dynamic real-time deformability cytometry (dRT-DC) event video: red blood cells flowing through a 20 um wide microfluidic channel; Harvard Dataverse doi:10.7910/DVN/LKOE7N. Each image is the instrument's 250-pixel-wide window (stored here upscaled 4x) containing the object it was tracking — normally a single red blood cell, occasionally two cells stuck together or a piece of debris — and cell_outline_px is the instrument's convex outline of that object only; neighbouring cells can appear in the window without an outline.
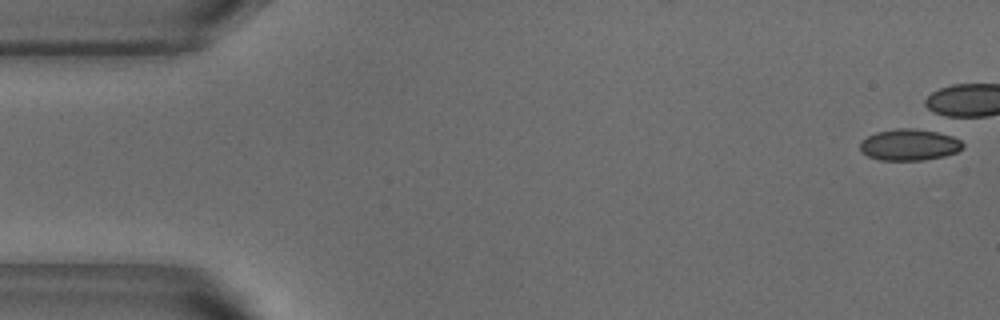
{"species": "common noctule bat (a hibernating species)", "species_latin": "Nyctalus noctula", "temperature_condition": "warm", "stored_images_in_passage": 4, "camera_frame_rate_fps": 3000, "um_per_image_px": 0.085, "animal": {"sex": "male", "body_mass_g": 18.8}, "frame": {"image": 1, "passage_image": 1, "time_ms": 0.0, "image_size_px": [1000, 320], "cell_outline_px": [[964, 148], [956, 152], [944, 156], [924, 160], [880, 160], [868, 156], [860, 152], [860, 140], [876, 132], [896, 128], [916, 128], [944, 132], [960, 140], [964, 144]], "centroid_in_image_um": [77.3, 12.29], "position_along_channel_um": 7.7, "area_um2": 19.19}}